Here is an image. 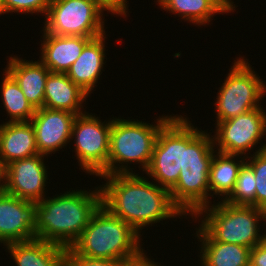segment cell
<instances>
[{"label": "cell", "instance_id": "obj_1", "mask_svg": "<svg viewBox=\"0 0 266 266\" xmlns=\"http://www.w3.org/2000/svg\"><path fill=\"white\" fill-rule=\"evenodd\" d=\"M138 175L134 172L100 176L107 179L100 185L101 205L140 235L147 225L185 216L173 203L170 190Z\"/></svg>", "mask_w": 266, "mask_h": 266}, {"label": "cell", "instance_id": "obj_2", "mask_svg": "<svg viewBox=\"0 0 266 266\" xmlns=\"http://www.w3.org/2000/svg\"><path fill=\"white\" fill-rule=\"evenodd\" d=\"M70 190L37 202V239L70 248L101 205V190ZM49 198V199H48Z\"/></svg>", "mask_w": 266, "mask_h": 266}, {"label": "cell", "instance_id": "obj_3", "mask_svg": "<svg viewBox=\"0 0 266 266\" xmlns=\"http://www.w3.org/2000/svg\"><path fill=\"white\" fill-rule=\"evenodd\" d=\"M141 236L128 223L100 205L66 253L93 259H114L125 266L135 264L147 254L141 248Z\"/></svg>", "mask_w": 266, "mask_h": 266}, {"label": "cell", "instance_id": "obj_4", "mask_svg": "<svg viewBox=\"0 0 266 266\" xmlns=\"http://www.w3.org/2000/svg\"><path fill=\"white\" fill-rule=\"evenodd\" d=\"M214 149L212 135L195 128L185 117L184 168L180 171L178 182L170 190L173 203L185 216L189 214L193 218L212 203L208 192Z\"/></svg>", "mask_w": 266, "mask_h": 266}, {"label": "cell", "instance_id": "obj_5", "mask_svg": "<svg viewBox=\"0 0 266 266\" xmlns=\"http://www.w3.org/2000/svg\"><path fill=\"white\" fill-rule=\"evenodd\" d=\"M198 217L202 219L196 228L198 241L234 243L252 249L265 240L259 226V222L264 221L262 208L232 205L221 200L202 208L194 216L195 219Z\"/></svg>", "mask_w": 266, "mask_h": 266}, {"label": "cell", "instance_id": "obj_6", "mask_svg": "<svg viewBox=\"0 0 266 266\" xmlns=\"http://www.w3.org/2000/svg\"><path fill=\"white\" fill-rule=\"evenodd\" d=\"M171 117L172 115L159 116L154 125L135 119L113 117L107 175L133 173L134 168H128L129 162H138L145 173L152 159L158 132Z\"/></svg>", "mask_w": 266, "mask_h": 266}, {"label": "cell", "instance_id": "obj_7", "mask_svg": "<svg viewBox=\"0 0 266 266\" xmlns=\"http://www.w3.org/2000/svg\"><path fill=\"white\" fill-rule=\"evenodd\" d=\"M244 57L234 60L224 83L219 88L215 101L216 122L259 108L260 100L266 95L265 81H261L253 67ZM264 82V83H263Z\"/></svg>", "mask_w": 266, "mask_h": 266}, {"label": "cell", "instance_id": "obj_8", "mask_svg": "<svg viewBox=\"0 0 266 266\" xmlns=\"http://www.w3.org/2000/svg\"><path fill=\"white\" fill-rule=\"evenodd\" d=\"M103 12L95 0H50L42 31L92 39L106 32Z\"/></svg>", "mask_w": 266, "mask_h": 266}, {"label": "cell", "instance_id": "obj_9", "mask_svg": "<svg viewBox=\"0 0 266 266\" xmlns=\"http://www.w3.org/2000/svg\"><path fill=\"white\" fill-rule=\"evenodd\" d=\"M185 117L172 116L158 132L152 159L145 171L159 186L171 190L184 168Z\"/></svg>", "mask_w": 266, "mask_h": 266}, {"label": "cell", "instance_id": "obj_10", "mask_svg": "<svg viewBox=\"0 0 266 266\" xmlns=\"http://www.w3.org/2000/svg\"><path fill=\"white\" fill-rule=\"evenodd\" d=\"M105 122L84 111L76 116L71 133L79 166L85 173L98 177L107 175L112 120Z\"/></svg>", "mask_w": 266, "mask_h": 266}, {"label": "cell", "instance_id": "obj_11", "mask_svg": "<svg viewBox=\"0 0 266 266\" xmlns=\"http://www.w3.org/2000/svg\"><path fill=\"white\" fill-rule=\"evenodd\" d=\"M216 134L212 136L216 151L224 154L246 156L247 152L266 138V112L263 106L247 113L216 122ZM216 145V146H215Z\"/></svg>", "mask_w": 266, "mask_h": 266}, {"label": "cell", "instance_id": "obj_12", "mask_svg": "<svg viewBox=\"0 0 266 266\" xmlns=\"http://www.w3.org/2000/svg\"><path fill=\"white\" fill-rule=\"evenodd\" d=\"M44 156L47 157L37 154L5 166L3 181L5 192L31 202L43 200L48 180Z\"/></svg>", "mask_w": 266, "mask_h": 266}, {"label": "cell", "instance_id": "obj_13", "mask_svg": "<svg viewBox=\"0 0 266 266\" xmlns=\"http://www.w3.org/2000/svg\"><path fill=\"white\" fill-rule=\"evenodd\" d=\"M37 202L4 192L0 196V243L4 245L36 238Z\"/></svg>", "mask_w": 266, "mask_h": 266}, {"label": "cell", "instance_id": "obj_14", "mask_svg": "<svg viewBox=\"0 0 266 266\" xmlns=\"http://www.w3.org/2000/svg\"><path fill=\"white\" fill-rule=\"evenodd\" d=\"M77 114L49 108L36 109L30 122L33 125L39 154H55L71 142V133Z\"/></svg>", "mask_w": 266, "mask_h": 266}, {"label": "cell", "instance_id": "obj_15", "mask_svg": "<svg viewBox=\"0 0 266 266\" xmlns=\"http://www.w3.org/2000/svg\"><path fill=\"white\" fill-rule=\"evenodd\" d=\"M40 61L53 73H67L91 39L84 36H57L43 31Z\"/></svg>", "mask_w": 266, "mask_h": 266}, {"label": "cell", "instance_id": "obj_16", "mask_svg": "<svg viewBox=\"0 0 266 266\" xmlns=\"http://www.w3.org/2000/svg\"><path fill=\"white\" fill-rule=\"evenodd\" d=\"M105 34L90 39L80 56L67 71V76L88 95L98 83L105 65Z\"/></svg>", "mask_w": 266, "mask_h": 266}, {"label": "cell", "instance_id": "obj_17", "mask_svg": "<svg viewBox=\"0 0 266 266\" xmlns=\"http://www.w3.org/2000/svg\"><path fill=\"white\" fill-rule=\"evenodd\" d=\"M7 63L5 70L19 84L26 99L35 109L42 108L49 69L40 60L25 61L15 55Z\"/></svg>", "mask_w": 266, "mask_h": 266}, {"label": "cell", "instance_id": "obj_18", "mask_svg": "<svg viewBox=\"0 0 266 266\" xmlns=\"http://www.w3.org/2000/svg\"><path fill=\"white\" fill-rule=\"evenodd\" d=\"M39 154L33 125L26 122H3L0 125V159L2 164Z\"/></svg>", "mask_w": 266, "mask_h": 266}, {"label": "cell", "instance_id": "obj_19", "mask_svg": "<svg viewBox=\"0 0 266 266\" xmlns=\"http://www.w3.org/2000/svg\"><path fill=\"white\" fill-rule=\"evenodd\" d=\"M89 95L76 85L66 73L50 72L45 84L44 108L84 113L83 103Z\"/></svg>", "mask_w": 266, "mask_h": 266}, {"label": "cell", "instance_id": "obj_20", "mask_svg": "<svg viewBox=\"0 0 266 266\" xmlns=\"http://www.w3.org/2000/svg\"><path fill=\"white\" fill-rule=\"evenodd\" d=\"M17 266H64L66 249L33 239L5 245Z\"/></svg>", "mask_w": 266, "mask_h": 266}, {"label": "cell", "instance_id": "obj_21", "mask_svg": "<svg viewBox=\"0 0 266 266\" xmlns=\"http://www.w3.org/2000/svg\"><path fill=\"white\" fill-rule=\"evenodd\" d=\"M240 156L215 152L209 171L210 197H213L214 194L216 196L219 195L218 197L223 196L220 200L224 201L231 194L235 187L240 168L247 159L245 156ZM239 157L241 160H237L240 159ZM212 192L213 194H211Z\"/></svg>", "mask_w": 266, "mask_h": 266}, {"label": "cell", "instance_id": "obj_22", "mask_svg": "<svg viewBox=\"0 0 266 266\" xmlns=\"http://www.w3.org/2000/svg\"><path fill=\"white\" fill-rule=\"evenodd\" d=\"M158 5L165 11L177 14L198 26L211 22L214 14H225L228 11L217 0H157Z\"/></svg>", "mask_w": 266, "mask_h": 266}, {"label": "cell", "instance_id": "obj_23", "mask_svg": "<svg viewBox=\"0 0 266 266\" xmlns=\"http://www.w3.org/2000/svg\"><path fill=\"white\" fill-rule=\"evenodd\" d=\"M200 242V266H249V247L219 241Z\"/></svg>", "mask_w": 266, "mask_h": 266}, {"label": "cell", "instance_id": "obj_24", "mask_svg": "<svg viewBox=\"0 0 266 266\" xmlns=\"http://www.w3.org/2000/svg\"><path fill=\"white\" fill-rule=\"evenodd\" d=\"M1 84V98L4 109L10 119L6 122H26L30 121L36 109L26 99L19 84L4 69Z\"/></svg>", "mask_w": 266, "mask_h": 266}, {"label": "cell", "instance_id": "obj_25", "mask_svg": "<svg viewBox=\"0 0 266 266\" xmlns=\"http://www.w3.org/2000/svg\"><path fill=\"white\" fill-rule=\"evenodd\" d=\"M256 180L252 166L245 161L239 171L235 187L224 202L255 207Z\"/></svg>", "mask_w": 266, "mask_h": 266}, {"label": "cell", "instance_id": "obj_26", "mask_svg": "<svg viewBox=\"0 0 266 266\" xmlns=\"http://www.w3.org/2000/svg\"><path fill=\"white\" fill-rule=\"evenodd\" d=\"M246 160L253 169L256 180L255 207L264 209L266 207V144L255 150Z\"/></svg>", "mask_w": 266, "mask_h": 266}, {"label": "cell", "instance_id": "obj_27", "mask_svg": "<svg viewBox=\"0 0 266 266\" xmlns=\"http://www.w3.org/2000/svg\"><path fill=\"white\" fill-rule=\"evenodd\" d=\"M5 13H47L50 0H1Z\"/></svg>", "mask_w": 266, "mask_h": 266}, {"label": "cell", "instance_id": "obj_28", "mask_svg": "<svg viewBox=\"0 0 266 266\" xmlns=\"http://www.w3.org/2000/svg\"><path fill=\"white\" fill-rule=\"evenodd\" d=\"M64 266H125L121 261L114 259H93L78 255L77 253H66Z\"/></svg>", "mask_w": 266, "mask_h": 266}, {"label": "cell", "instance_id": "obj_29", "mask_svg": "<svg viewBox=\"0 0 266 266\" xmlns=\"http://www.w3.org/2000/svg\"><path fill=\"white\" fill-rule=\"evenodd\" d=\"M97 4L108 13L111 12L114 15L127 16L128 6L127 0H95Z\"/></svg>", "mask_w": 266, "mask_h": 266}, {"label": "cell", "instance_id": "obj_30", "mask_svg": "<svg viewBox=\"0 0 266 266\" xmlns=\"http://www.w3.org/2000/svg\"><path fill=\"white\" fill-rule=\"evenodd\" d=\"M249 266H266V239L251 249Z\"/></svg>", "mask_w": 266, "mask_h": 266}, {"label": "cell", "instance_id": "obj_31", "mask_svg": "<svg viewBox=\"0 0 266 266\" xmlns=\"http://www.w3.org/2000/svg\"><path fill=\"white\" fill-rule=\"evenodd\" d=\"M159 263L154 262L153 260H151L149 257L147 258V256L142 259L140 262H137L135 264H130V265H126V266H157Z\"/></svg>", "mask_w": 266, "mask_h": 266}, {"label": "cell", "instance_id": "obj_32", "mask_svg": "<svg viewBox=\"0 0 266 266\" xmlns=\"http://www.w3.org/2000/svg\"><path fill=\"white\" fill-rule=\"evenodd\" d=\"M227 11L228 13L234 12L236 5L233 4L232 0H217Z\"/></svg>", "mask_w": 266, "mask_h": 266}, {"label": "cell", "instance_id": "obj_33", "mask_svg": "<svg viewBox=\"0 0 266 266\" xmlns=\"http://www.w3.org/2000/svg\"><path fill=\"white\" fill-rule=\"evenodd\" d=\"M4 170H5V167L2 164L1 159H0V184H3V181H4Z\"/></svg>", "mask_w": 266, "mask_h": 266}, {"label": "cell", "instance_id": "obj_34", "mask_svg": "<svg viewBox=\"0 0 266 266\" xmlns=\"http://www.w3.org/2000/svg\"><path fill=\"white\" fill-rule=\"evenodd\" d=\"M263 215H264V223H262V225L264 224H266V207L263 209ZM264 232H266V229H265V231ZM264 235H265V239H266V233H264Z\"/></svg>", "mask_w": 266, "mask_h": 266}, {"label": "cell", "instance_id": "obj_35", "mask_svg": "<svg viewBox=\"0 0 266 266\" xmlns=\"http://www.w3.org/2000/svg\"><path fill=\"white\" fill-rule=\"evenodd\" d=\"M5 192L3 184H0V196Z\"/></svg>", "mask_w": 266, "mask_h": 266}, {"label": "cell", "instance_id": "obj_36", "mask_svg": "<svg viewBox=\"0 0 266 266\" xmlns=\"http://www.w3.org/2000/svg\"><path fill=\"white\" fill-rule=\"evenodd\" d=\"M2 13L5 14L4 9L2 7V2L0 0V15H2Z\"/></svg>", "mask_w": 266, "mask_h": 266}]
</instances>
